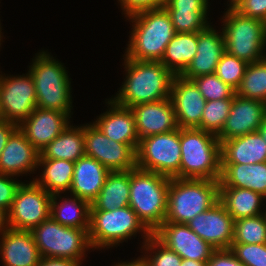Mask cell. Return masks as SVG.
Masks as SVG:
<instances>
[{
    "label": "cell",
    "mask_w": 266,
    "mask_h": 266,
    "mask_svg": "<svg viewBox=\"0 0 266 266\" xmlns=\"http://www.w3.org/2000/svg\"><path fill=\"white\" fill-rule=\"evenodd\" d=\"M123 82L110 98L131 108L139 104L170 98L174 74L160 61H138L122 55Z\"/></svg>",
    "instance_id": "obj_1"
},
{
    "label": "cell",
    "mask_w": 266,
    "mask_h": 266,
    "mask_svg": "<svg viewBox=\"0 0 266 266\" xmlns=\"http://www.w3.org/2000/svg\"><path fill=\"white\" fill-rule=\"evenodd\" d=\"M125 21L130 23L131 30L124 55L138 61H161L168 43L175 35L166 9L140 11L126 17Z\"/></svg>",
    "instance_id": "obj_2"
},
{
    "label": "cell",
    "mask_w": 266,
    "mask_h": 266,
    "mask_svg": "<svg viewBox=\"0 0 266 266\" xmlns=\"http://www.w3.org/2000/svg\"><path fill=\"white\" fill-rule=\"evenodd\" d=\"M31 60L27 70L35 84L37 107L65 112L73 118L72 78L67 67L45 49Z\"/></svg>",
    "instance_id": "obj_3"
},
{
    "label": "cell",
    "mask_w": 266,
    "mask_h": 266,
    "mask_svg": "<svg viewBox=\"0 0 266 266\" xmlns=\"http://www.w3.org/2000/svg\"><path fill=\"white\" fill-rule=\"evenodd\" d=\"M137 235L141 236L142 246L153 233L130 206L112 211L90 210L89 241L93 252L120 247V244L128 243Z\"/></svg>",
    "instance_id": "obj_4"
},
{
    "label": "cell",
    "mask_w": 266,
    "mask_h": 266,
    "mask_svg": "<svg viewBox=\"0 0 266 266\" xmlns=\"http://www.w3.org/2000/svg\"><path fill=\"white\" fill-rule=\"evenodd\" d=\"M180 179L220 180L221 154L217 135L199 128H180Z\"/></svg>",
    "instance_id": "obj_5"
},
{
    "label": "cell",
    "mask_w": 266,
    "mask_h": 266,
    "mask_svg": "<svg viewBox=\"0 0 266 266\" xmlns=\"http://www.w3.org/2000/svg\"><path fill=\"white\" fill-rule=\"evenodd\" d=\"M170 178L135 167L130 170L129 206L154 233L165 221Z\"/></svg>",
    "instance_id": "obj_6"
},
{
    "label": "cell",
    "mask_w": 266,
    "mask_h": 266,
    "mask_svg": "<svg viewBox=\"0 0 266 266\" xmlns=\"http://www.w3.org/2000/svg\"><path fill=\"white\" fill-rule=\"evenodd\" d=\"M219 200V180L170 178L164 222L186 224Z\"/></svg>",
    "instance_id": "obj_7"
},
{
    "label": "cell",
    "mask_w": 266,
    "mask_h": 266,
    "mask_svg": "<svg viewBox=\"0 0 266 266\" xmlns=\"http://www.w3.org/2000/svg\"><path fill=\"white\" fill-rule=\"evenodd\" d=\"M219 18L225 39V50L245 62L266 58V22L242 16L234 9H225Z\"/></svg>",
    "instance_id": "obj_8"
},
{
    "label": "cell",
    "mask_w": 266,
    "mask_h": 266,
    "mask_svg": "<svg viewBox=\"0 0 266 266\" xmlns=\"http://www.w3.org/2000/svg\"><path fill=\"white\" fill-rule=\"evenodd\" d=\"M31 232L41 257L65 258L83 264L88 253L93 251L89 229L63 226L51 216Z\"/></svg>",
    "instance_id": "obj_9"
},
{
    "label": "cell",
    "mask_w": 266,
    "mask_h": 266,
    "mask_svg": "<svg viewBox=\"0 0 266 266\" xmlns=\"http://www.w3.org/2000/svg\"><path fill=\"white\" fill-rule=\"evenodd\" d=\"M180 163V128L140 140L136 151L137 168L179 178Z\"/></svg>",
    "instance_id": "obj_10"
},
{
    "label": "cell",
    "mask_w": 266,
    "mask_h": 266,
    "mask_svg": "<svg viewBox=\"0 0 266 266\" xmlns=\"http://www.w3.org/2000/svg\"><path fill=\"white\" fill-rule=\"evenodd\" d=\"M3 73L0 69V119L19 126L37 107L33 77L28 70L22 75Z\"/></svg>",
    "instance_id": "obj_11"
},
{
    "label": "cell",
    "mask_w": 266,
    "mask_h": 266,
    "mask_svg": "<svg viewBox=\"0 0 266 266\" xmlns=\"http://www.w3.org/2000/svg\"><path fill=\"white\" fill-rule=\"evenodd\" d=\"M51 198L52 195L34 180L23 181L7 212L9 228L31 231L35 226L48 219Z\"/></svg>",
    "instance_id": "obj_12"
},
{
    "label": "cell",
    "mask_w": 266,
    "mask_h": 266,
    "mask_svg": "<svg viewBox=\"0 0 266 266\" xmlns=\"http://www.w3.org/2000/svg\"><path fill=\"white\" fill-rule=\"evenodd\" d=\"M85 155L94 158L110 172L136 167V151L129 145L109 139L90 121L83 124Z\"/></svg>",
    "instance_id": "obj_13"
},
{
    "label": "cell",
    "mask_w": 266,
    "mask_h": 266,
    "mask_svg": "<svg viewBox=\"0 0 266 266\" xmlns=\"http://www.w3.org/2000/svg\"><path fill=\"white\" fill-rule=\"evenodd\" d=\"M186 224L215 250L230 249L234 237V219L220 201Z\"/></svg>",
    "instance_id": "obj_14"
},
{
    "label": "cell",
    "mask_w": 266,
    "mask_h": 266,
    "mask_svg": "<svg viewBox=\"0 0 266 266\" xmlns=\"http://www.w3.org/2000/svg\"><path fill=\"white\" fill-rule=\"evenodd\" d=\"M153 235L182 259L208 261L215 250L184 223L163 222Z\"/></svg>",
    "instance_id": "obj_15"
},
{
    "label": "cell",
    "mask_w": 266,
    "mask_h": 266,
    "mask_svg": "<svg viewBox=\"0 0 266 266\" xmlns=\"http://www.w3.org/2000/svg\"><path fill=\"white\" fill-rule=\"evenodd\" d=\"M40 152L26 139L24 133L17 128L9 137L0 154V174L19 178L30 176L38 171Z\"/></svg>",
    "instance_id": "obj_16"
},
{
    "label": "cell",
    "mask_w": 266,
    "mask_h": 266,
    "mask_svg": "<svg viewBox=\"0 0 266 266\" xmlns=\"http://www.w3.org/2000/svg\"><path fill=\"white\" fill-rule=\"evenodd\" d=\"M170 99L179 128L201 129V118L206 100L192 80L175 75L171 85Z\"/></svg>",
    "instance_id": "obj_17"
},
{
    "label": "cell",
    "mask_w": 266,
    "mask_h": 266,
    "mask_svg": "<svg viewBox=\"0 0 266 266\" xmlns=\"http://www.w3.org/2000/svg\"><path fill=\"white\" fill-rule=\"evenodd\" d=\"M65 112L36 107L18 126L26 139L39 151L60 135L73 122Z\"/></svg>",
    "instance_id": "obj_18"
},
{
    "label": "cell",
    "mask_w": 266,
    "mask_h": 266,
    "mask_svg": "<svg viewBox=\"0 0 266 266\" xmlns=\"http://www.w3.org/2000/svg\"><path fill=\"white\" fill-rule=\"evenodd\" d=\"M266 116V103L234 95L222 131L217 135L225 141L258 131Z\"/></svg>",
    "instance_id": "obj_19"
},
{
    "label": "cell",
    "mask_w": 266,
    "mask_h": 266,
    "mask_svg": "<svg viewBox=\"0 0 266 266\" xmlns=\"http://www.w3.org/2000/svg\"><path fill=\"white\" fill-rule=\"evenodd\" d=\"M211 24L198 32L196 55L181 74L184 79L192 80L201 75L214 74L220 58L226 52L222 29L218 31V26Z\"/></svg>",
    "instance_id": "obj_20"
},
{
    "label": "cell",
    "mask_w": 266,
    "mask_h": 266,
    "mask_svg": "<svg viewBox=\"0 0 266 266\" xmlns=\"http://www.w3.org/2000/svg\"><path fill=\"white\" fill-rule=\"evenodd\" d=\"M105 106L106 111L97 116L93 123L109 139L129 144L137 151L140 138L131 108L118 105L111 98L105 100Z\"/></svg>",
    "instance_id": "obj_21"
},
{
    "label": "cell",
    "mask_w": 266,
    "mask_h": 266,
    "mask_svg": "<svg viewBox=\"0 0 266 266\" xmlns=\"http://www.w3.org/2000/svg\"><path fill=\"white\" fill-rule=\"evenodd\" d=\"M140 140L178 129L176 113L170 98L131 107Z\"/></svg>",
    "instance_id": "obj_22"
},
{
    "label": "cell",
    "mask_w": 266,
    "mask_h": 266,
    "mask_svg": "<svg viewBox=\"0 0 266 266\" xmlns=\"http://www.w3.org/2000/svg\"><path fill=\"white\" fill-rule=\"evenodd\" d=\"M41 258L31 231L7 228L0 235L2 266H37Z\"/></svg>",
    "instance_id": "obj_23"
},
{
    "label": "cell",
    "mask_w": 266,
    "mask_h": 266,
    "mask_svg": "<svg viewBox=\"0 0 266 266\" xmlns=\"http://www.w3.org/2000/svg\"><path fill=\"white\" fill-rule=\"evenodd\" d=\"M109 173L99 161L84 155L75 162L69 193L91 204L99 195Z\"/></svg>",
    "instance_id": "obj_24"
},
{
    "label": "cell",
    "mask_w": 266,
    "mask_h": 266,
    "mask_svg": "<svg viewBox=\"0 0 266 266\" xmlns=\"http://www.w3.org/2000/svg\"><path fill=\"white\" fill-rule=\"evenodd\" d=\"M221 164L266 162V142L259 131L220 141Z\"/></svg>",
    "instance_id": "obj_25"
},
{
    "label": "cell",
    "mask_w": 266,
    "mask_h": 266,
    "mask_svg": "<svg viewBox=\"0 0 266 266\" xmlns=\"http://www.w3.org/2000/svg\"><path fill=\"white\" fill-rule=\"evenodd\" d=\"M90 203L69 193L53 194L50 216L63 226L90 229Z\"/></svg>",
    "instance_id": "obj_26"
},
{
    "label": "cell",
    "mask_w": 266,
    "mask_h": 266,
    "mask_svg": "<svg viewBox=\"0 0 266 266\" xmlns=\"http://www.w3.org/2000/svg\"><path fill=\"white\" fill-rule=\"evenodd\" d=\"M220 187L246 188L266 195V162L221 164Z\"/></svg>",
    "instance_id": "obj_27"
},
{
    "label": "cell",
    "mask_w": 266,
    "mask_h": 266,
    "mask_svg": "<svg viewBox=\"0 0 266 266\" xmlns=\"http://www.w3.org/2000/svg\"><path fill=\"white\" fill-rule=\"evenodd\" d=\"M235 220L263 214L265 198L246 188L220 187V200Z\"/></svg>",
    "instance_id": "obj_28"
},
{
    "label": "cell",
    "mask_w": 266,
    "mask_h": 266,
    "mask_svg": "<svg viewBox=\"0 0 266 266\" xmlns=\"http://www.w3.org/2000/svg\"><path fill=\"white\" fill-rule=\"evenodd\" d=\"M74 165L75 162L65 159H39V174L34 177V181L51 195L69 193Z\"/></svg>",
    "instance_id": "obj_29"
},
{
    "label": "cell",
    "mask_w": 266,
    "mask_h": 266,
    "mask_svg": "<svg viewBox=\"0 0 266 266\" xmlns=\"http://www.w3.org/2000/svg\"><path fill=\"white\" fill-rule=\"evenodd\" d=\"M78 125V126H77ZM67 128L40 152L39 159H65L76 162L85 155L83 124Z\"/></svg>",
    "instance_id": "obj_30"
},
{
    "label": "cell",
    "mask_w": 266,
    "mask_h": 266,
    "mask_svg": "<svg viewBox=\"0 0 266 266\" xmlns=\"http://www.w3.org/2000/svg\"><path fill=\"white\" fill-rule=\"evenodd\" d=\"M130 170L110 172L90 210L112 211L129 206Z\"/></svg>",
    "instance_id": "obj_31"
},
{
    "label": "cell",
    "mask_w": 266,
    "mask_h": 266,
    "mask_svg": "<svg viewBox=\"0 0 266 266\" xmlns=\"http://www.w3.org/2000/svg\"><path fill=\"white\" fill-rule=\"evenodd\" d=\"M197 45L198 32L175 33L160 62L174 75H181L195 57Z\"/></svg>",
    "instance_id": "obj_32"
},
{
    "label": "cell",
    "mask_w": 266,
    "mask_h": 266,
    "mask_svg": "<svg viewBox=\"0 0 266 266\" xmlns=\"http://www.w3.org/2000/svg\"><path fill=\"white\" fill-rule=\"evenodd\" d=\"M235 94L266 103V58L249 63Z\"/></svg>",
    "instance_id": "obj_33"
},
{
    "label": "cell",
    "mask_w": 266,
    "mask_h": 266,
    "mask_svg": "<svg viewBox=\"0 0 266 266\" xmlns=\"http://www.w3.org/2000/svg\"><path fill=\"white\" fill-rule=\"evenodd\" d=\"M232 243L264 244L266 243V219L263 214L241 218L234 221Z\"/></svg>",
    "instance_id": "obj_34"
},
{
    "label": "cell",
    "mask_w": 266,
    "mask_h": 266,
    "mask_svg": "<svg viewBox=\"0 0 266 266\" xmlns=\"http://www.w3.org/2000/svg\"><path fill=\"white\" fill-rule=\"evenodd\" d=\"M175 33H194L203 30L211 22V10H166ZM209 16V17H208ZM210 19V20H209Z\"/></svg>",
    "instance_id": "obj_35"
},
{
    "label": "cell",
    "mask_w": 266,
    "mask_h": 266,
    "mask_svg": "<svg viewBox=\"0 0 266 266\" xmlns=\"http://www.w3.org/2000/svg\"><path fill=\"white\" fill-rule=\"evenodd\" d=\"M140 253L146 260L148 266H180L182 257L175 251L167 248L154 235H152L142 246Z\"/></svg>",
    "instance_id": "obj_36"
},
{
    "label": "cell",
    "mask_w": 266,
    "mask_h": 266,
    "mask_svg": "<svg viewBox=\"0 0 266 266\" xmlns=\"http://www.w3.org/2000/svg\"><path fill=\"white\" fill-rule=\"evenodd\" d=\"M233 99L206 101L201 118V129L218 135L227 120Z\"/></svg>",
    "instance_id": "obj_37"
},
{
    "label": "cell",
    "mask_w": 266,
    "mask_h": 266,
    "mask_svg": "<svg viewBox=\"0 0 266 266\" xmlns=\"http://www.w3.org/2000/svg\"><path fill=\"white\" fill-rule=\"evenodd\" d=\"M247 66V62L225 52L216 66L215 74L236 91Z\"/></svg>",
    "instance_id": "obj_38"
},
{
    "label": "cell",
    "mask_w": 266,
    "mask_h": 266,
    "mask_svg": "<svg viewBox=\"0 0 266 266\" xmlns=\"http://www.w3.org/2000/svg\"><path fill=\"white\" fill-rule=\"evenodd\" d=\"M192 81L206 101L233 99L235 95V90L224 83L215 73L198 76Z\"/></svg>",
    "instance_id": "obj_39"
},
{
    "label": "cell",
    "mask_w": 266,
    "mask_h": 266,
    "mask_svg": "<svg viewBox=\"0 0 266 266\" xmlns=\"http://www.w3.org/2000/svg\"><path fill=\"white\" fill-rule=\"evenodd\" d=\"M230 250L245 266H266V243H232Z\"/></svg>",
    "instance_id": "obj_40"
},
{
    "label": "cell",
    "mask_w": 266,
    "mask_h": 266,
    "mask_svg": "<svg viewBox=\"0 0 266 266\" xmlns=\"http://www.w3.org/2000/svg\"><path fill=\"white\" fill-rule=\"evenodd\" d=\"M22 180L14 176L0 174V207L9 211Z\"/></svg>",
    "instance_id": "obj_41"
},
{
    "label": "cell",
    "mask_w": 266,
    "mask_h": 266,
    "mask_svg": "<svg viewBox=\"0 0 266 266\" xmlns=\"http://www.w3.org/2000/svg\"><path fill=\"white\" fill-rule=\"evenodd\" d=\"M116 2L126 18L140 11L162 8L167 0H117Z\"/></svg>",
    "instance_id": "obj_42"
},
{
    "label": "cell",
    "mask_w": 266,
    "mask_h": 266,
    "mask_svg": "<svg viewBox=\"0 0 266 266\" xmlns=\"http://www.w3.org/2000/svg\"><path fill=\"white\" fill-rule=\"evenodd\" d=\"M234 10L242 16L266 22V0H241Z\"/></svg>",
    "instance_id": "obj_43"
},
{
    "label": "cell",
    "mask_w": 266,
    "mask_h": 266,
    "mask_svg": "<svg viewBox=\"0 0 266 266\" xmlns=\"http://www.w3.org/2000/svg\"><path fill=\"white\" fill-rule=\"evenodd\" d=\"M207 266H245L230 249H217L211 254Z\"/></svg>",
    "instance_id": "obj_44"
},
{
    "label": "cell",
    "mask_w": 266,
    "mask_h": 266,
    "mask_svg": "<svg viewBox=\"0 0 266 266\" xmlns=\"http://www.w3.org/2000/svg\"><path fill=\"white\" fill-rule=\"evenodd\" d=\"M210 0H167L166 10H209Z\"/></svg>",
    "instance_id": "obj_45"
},
{
    "label": "cell",
    "mask_w": 266,
    "mask_h": 266,
    "mask_svg": "<svg viewBox=\"0 0 266 266\" xmlns=\"http://www.w3.org/2000/svg\"><path fill=\"white\" fill-rule=\"evenodd\" d=\"M17 128V124L0 119V154L7 144L9 137Z\"/></svg>",
    "instance_id": "obj_46"
},
{
    "label": "cell",
    "mask_w": 266,
    "mask_h": 266,
    "mask_svg": "<svg viewBox=\"0 0 266 266\" xmlns=\"http://www.w3.org/2000/svg\"><path fill=\"white\" fill-rule=\"evenodd\" d=\"M37 266H83L80 262L65 258L42 257Z\"/></svg>",
    "instance_id": "obj_47"
},
{
    "label": "cell",
    "mask_w": 266,
    "mask_h": 266,
    "mask_svg": "<svg viewBox=\"0 0 266 266\" xmlns=\"http://www.w3.org/2000/svg\"><path fill=\"white\" fill-rule=\"evenodd\" d=\"M119 261L118 262H113L114 264L111 266H148L146 260L143 258L142 255L136 257V259L133 257V259L131 258L130 261L126 260V261Z\"/></svg>",
    "instance_id": "obj_48"
},
{
    "label": "cell",
    "mask_w": 266,
    "mask_h": 266,
    "mask_svg": "<svg viewBox=\"0 0 266 266\" xmlns=\"http://www.w3.org/2000/svg\"><path fill=\"white\" fill-rule=\"evenodd\" d=\"M9 228L8 213L6 210L0 207V235Z\"/></svg>",
    "instance_id": "obj_49"
},
{
    "label": "cell",
    "mask_w": 266,
    "mask_h": 266,
    "mask_svg": "<svg viewBox=\"0 0 266 266\" xmlns=\"http://www.w3.org/2000/svg\"><path fill=\"white\" fill-rule=\"evenodd\" d=\"M180 266H207V261H194L193 259H182Z\"/></svg>",
    "instance_id": "obj_50"
},
{
    "label": "cell",
    "mask_w": 266,
    "mask_h": 266,
    "mask_svg": "<svg viewBox=\"0 0 266 266\" xmlns=\"http://www.w3.org/2000/svg\"><path fill=\"white\" fill-rule=\"evenodd\" d=\"M258 131L260 132L264 141L266 142V116L264 120L262 121L261 126L259 127Z\"/></svg>",
    "instance_id": "obj_51"
},
{
    "label": "cell",
    "mask_w": 266,
    "mask_h": 266,
    "mask_svg": "<svg viewBox=\"0 0 266 266\" xmlns=\"http://www.w3.org/2000/svg\"><path fill=\"white\" fill-rule=\"evenodd\" d=\"M240 2L241 0H227V3H224V5L226 6V9H235Z\"/></svg>",
    "instance_id": "obj_52"
},
{
    "label": "cell",
    "mask_w": 266,
    "mask_h": 266,
    "mask_svg": "<svg viewBox=\"0 0 266 266\" xmlns=\"http://www.w3.org/2000/svg\"><path fill=\"white\" fill-rule=\"evenodd\" d=\"M1 24L2 23H1V19H0V49H2V46L1 45H3L2 42H4V40L2 38H5L4 35H3L4 32H2L3 29H2V25Z\"/></svg>",
    "instance_id": "obj_53"
},
{
    "label": "cell",
    "mask_w": 266,
    "mask_h": 266,
    "mask_svg": "<svg viewBox=\"0 0 266 266\" xmlns=\"http://www.w3.org/2000/svg\"><path fill=\"white\" fill-rule=\"evenodd\" d=\"M263 215H264V217H265V219H266V206H265V208H264Z\"/></svg>",
    "instance_id": "obj_54"
}]
</instances>
